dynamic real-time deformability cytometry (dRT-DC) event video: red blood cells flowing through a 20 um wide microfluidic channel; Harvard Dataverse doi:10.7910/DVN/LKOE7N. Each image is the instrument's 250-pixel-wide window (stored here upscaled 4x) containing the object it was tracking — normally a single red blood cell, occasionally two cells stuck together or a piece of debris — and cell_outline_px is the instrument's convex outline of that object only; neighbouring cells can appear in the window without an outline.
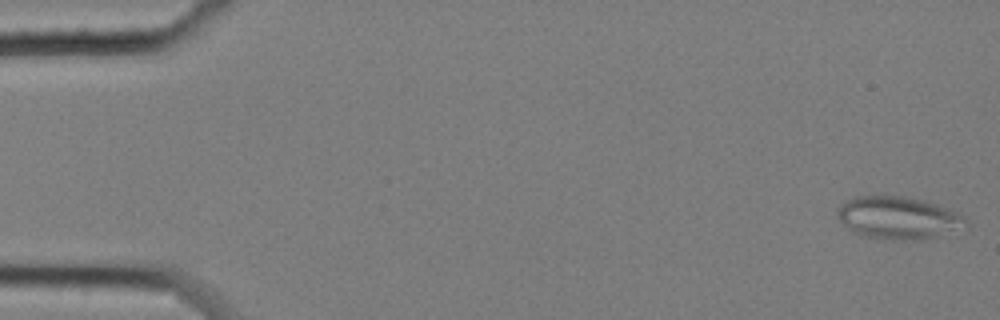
{"species": "common noctule bat (a hibernating species)", "species_latin": "Nyctalus noctula", "temperature_condition": "cold", "stored_images_in_passage": 58, "camera_frame_rate_fps": 3000, "um_per_image_px": 0.085, "animal": {"sex": "female", "body_mass_g": 25.1}, "frame": {"image": 1, "passage_image": 1, "time_ms": 0.0, "image_size_px": [1000, 320], "cell_outline_px": [[968, 224], [936, 236], [920, 240], [884, 240], [860, 236], [852, 232], [840, 220], [836, 212], [836, 208], [840, 204], [852, 196], [908, 196], [924, 200], [960, 212], [968, 220]], "centroid_in_image_um": [76.3, 18.51], "position_along_channel_um": 8.7, "area_um2": 32.19}}
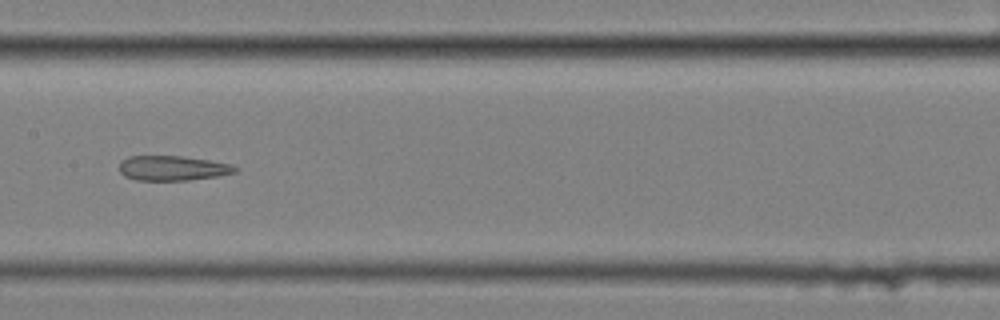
{"frame": {"image": 2, "passage_image": 29, "time_ms": 9.333, "image_size_px": [1000, 320], "cell_outline_px": [[240, 168], [236, 172], [220, 176], [188, 180], [136, 180], [124, 176], [120, 172], [120, 160], [128, 156], [180, 156], [208, 160], [232, 164]], "centroid_in_image_um": [14.69, 14.29], "position_along_channel_um": 192.7, "area_um2": 16.88}}
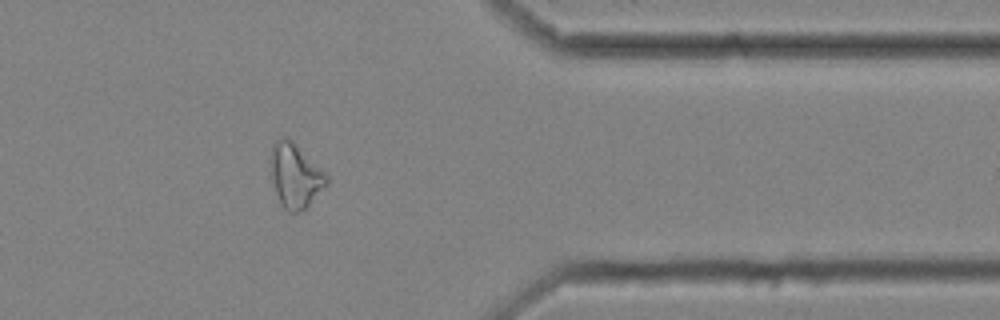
{"frame": {"image": 3, "passage_image": 47, "time_ms": 15.333, "image_size_px": [1000, 320], "cell_outline_px": [[328, 184], [300, 212], [288, 212], [284, 208], [276, 192], [272, 176], [272, 144], [276, 140], [284, 136], [288, 136], [328, 176]], "centroid_in_image_um": [25.11, 14.91], "position_along_channel_um": 386.3, "area_um2": 20.29}, "authors_computed_cell_mechanics": {"area_um2": 21.5883, "velocity_mm_per_s": 3.4666, "shape_relaxation_time_tau1_ms": null, "shape_relaxation_time_tau2_ms": 4.9952, "deformation_change_tau1": null, "deformation_change_tau2": 0.1734}}